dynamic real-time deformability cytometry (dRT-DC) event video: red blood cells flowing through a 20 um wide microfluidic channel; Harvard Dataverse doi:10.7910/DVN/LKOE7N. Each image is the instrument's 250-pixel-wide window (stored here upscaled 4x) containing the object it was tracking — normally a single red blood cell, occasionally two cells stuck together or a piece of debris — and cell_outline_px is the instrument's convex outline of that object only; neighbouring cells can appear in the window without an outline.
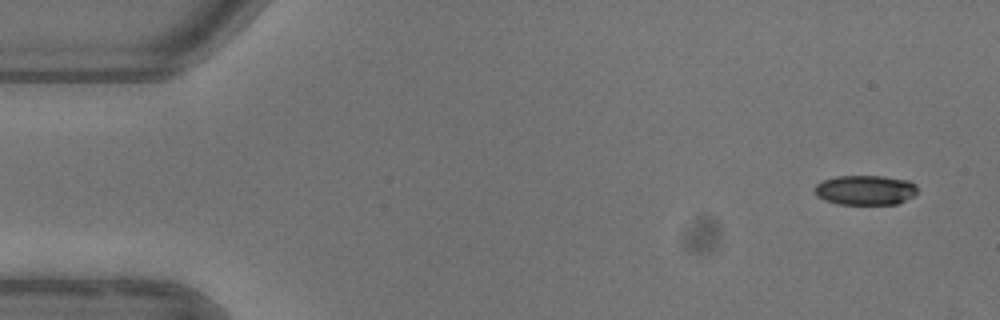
{"species": "common noctule bat (a hibernating species)", "species_latin": "Nyctalus noctula", "temperature_condition": "warm", "stored_images_in_passage": 5, "camera_frame_rate_fps": 3000, "um_per_image_px": 0.085, "animal": {"sex": "female"}, "frame": {"image": 1, "passage_image": 1, "time_ms": 0.0, "image_size_px": [1000, 320], "cell_outline_px": [[916, 192], [912, 196], [896, 204], [840, 204], [824, 200], [816, 196], [816, 184], [824, 180], [836, 176], [884, 176], [908, 180], [916, 184]], "centroid_in_image_um": [73.55, 16.15], "position_along_channel_um": 11.5, "area_um2": 17.69}}
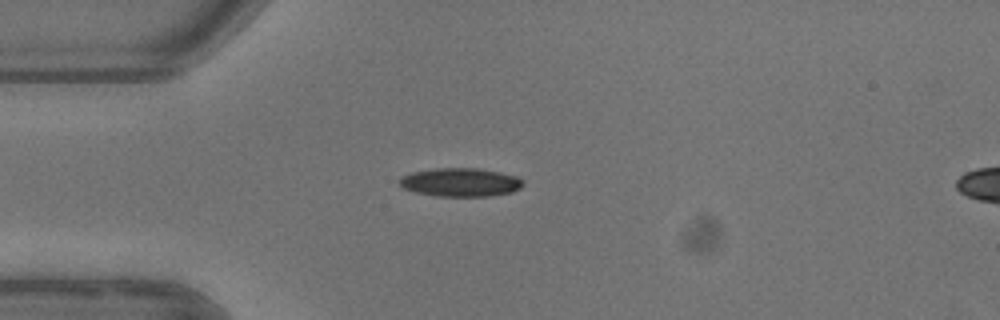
{"frame": {"image": 2, "passage_image": 4, "time_ms": 3.667, "image_size_px": [1000, 320], "cell_outline_px": [[524, 184], [520, 188], [512, 192], [492, 196], [436, 196], [412, 192], [404, 188], [400, 184], [400, 180], [404, 176], [412, 172], [436, 168], [480, 168], [500, 172], [516, 176], [524, 180]], "centroid_in_image_um": [39.18, 15.5], "position_along_channel_um": 45.8, "area_um2": 20.63}}